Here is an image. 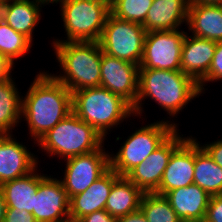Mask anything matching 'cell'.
<instances>
[{"label":"cell","instance_id":"cell-1","mask_svg":"<svg viewBox=\"0 0 222 222\" xmlns=\"http://www.w3.org/2000/svg\"><path fill=\"white\" fill-rule=\"evenodd\" d=\"M203 94L199 84L182 71L161 69H139L138 72V97L133 107L134 115L143 120L145 100L156 102L159 111H165L169 116L161 120L179 129V123H175V117L184 112V108ZM142 116V117H141ZM170 118V120H169ZM174 118V119H172ZM169 120V121H168Z\"/></svg>","mask_w":222,"mask_h":222},{"label":"cell","instance_id":"cell-2","mask_svg":"<svg viewBox=\"0 0 222 222\" xmlns=\"http://www.w3.org/2000/svg\"><path fill=\"white\" fill-rule=\"evenodd\" d=\"M27 91V92H26ZM22 93L21 122L25 121L30 140L36 142L72 112V93L49 72H37Z\"/></svg>","mask_w":222,"mask_h":222},{"label":"cell","instance_id":"cell-3","mask_svg":"<svg viewBox=\"0 0 222 222\" xmlns=\"http://www.w3.org/2000/svg\"><path fill=\"white\" fill-rule=\"evenodd\" d=\"M60 72L50 73L70 91L100 87L102 49L99 42H52ZM59 73V74H58Z\"/></svg>","mask_w":222,"mask_h":222},{"label":"cell","instance_id":"cell-4","mask_svg":"<svg viewBox=\"0 0 222 222\" xmlns=\"http://www.w3.org/2000/svg\"><path fill=\"white\" fill-rule=\"evenodd\" d=\"M72 111L105 140L113 128L117 129L133 116L136 119L133 107L127 101L103 87L72 92Z\"/></svg>","mask_w":222,"mask_h":222},{"label":"cell","instance_id":"cell-5","mask_svg":"<svg viewBox=\"0 0 222 222\" xmlns=\"http://www.w3.org/2000/svg\"><path fill=\"white\" fill-rule=\"evenodd\" d=\"M106 140L73 111L49 130L36 145L37 151L59 161L98 150ZM51 156V157H50Z\"/></svg>","mask_w":222,"mask_h":222},{"label":"cell","instance_id":"cell-6","mask_svg":"<svg viewBox=\"0 0 222 222\" xmlns=\"http://www.w3.org/2000/svg\"><path fill=\"white\" fill-rule=\"evenodd\" d=\"M50 3L52 6L59 3L65 29V37H51L52 42H99L110 14L106 4L91 0H50Z\"/></svg>","mask_w":222,"mask_h":222},{"label":"cell","instance_id":"cell-7","mask_svg":"<svg viewBox=\"0 0 222 222\" xmlns=\"http://www.w3.org/2000/svg\"><path fill=\"white\" fill-rule=\"evenodd\" d=\"M159 120V121H158ZM150 122L126 137L116 152H109L110 168L119 176H126L133 168L143 162L153 151L158 149L177 128L160 120ZM114 152V153H113Z\"/></svg>","mask_w":222,"mask_h":222},{"label":"cell","instance_id":"cell-8","mask_svg":"<svg viewBox=\"0 0 222 222\" xmlns=\"http://www.w3.org/2000/svg\"><path fill=\"white\" fill-rule=\"evenodd\" d=\"M146 33L141 24L109 14L99 44L106 55L140 65Z\"/></svg>","mask_w":222,"mask_h":222},{"label":"cell","instance_id":"cell-9","mask_svg":"<svg viewBox=\"0 0 222 222\" xmlns=\"http://www.w3.org/2000/svg\"><path fill=\"white\" fill-rule=\"evenodd\" d=\"M106 145L104 143L98 150L59 162L65 165L64 172L59 168L63 176L59 179L69 199L84 192L110 168L109 149L104 147Z\"/></svg>","mask_w":222,"mask_h":222},{"label":"cell","instance_id":"cell-10","mask_svg":"<svg viewBox=\"0 0 222 222\" xmlns=\"http://www.w3.org/2000/svg\"><path fill=\"white\" fill-rule=\"evenodd\" d=\"M186 28L148 31L139 69L181 71V51Z\"/></svg>","mask_w":222,"mask_h":222},{"label":"cell","instance_id":"cell-11","mask_svg":"<svg viewBox=\"0 0 222 222\" xmlns=\"http://www.w3.org/2000/svg\"><path fill=\"white\" fill-rule=\"evenodd\" d=\"M41 172L39 168L38 190L34 196L32 215L37 222H63L70 219V199L59 176Z\"/></svg>","mask_w":222,"mask_h":222},{"label":"cell","instance_id":"cell-12","mask_svg":"<svg viewBox=\"0 0 222 222\" xmlns=\"http://www.w3.org/2000/svg\"><path fill=\"white\" fill-rule=\"evenodd\" d=\"M180 131L177 129L158 149L126 175L143 193H154L158 190L172 153L189 137Z\"/></svg>","mask_w":222,"mask_h":222},{"label":"cell","instance_id":"cell-13","mask_svg":"<svg viewBox=\"0 0 222 222\" xmlns=\"http://www.w3.org/2000/svg\"><path fill=\"white\" fill-rule=\"evenodd\" d=\"M138 72L139 65L102 53L100 87L134 107L138 97Z\"/></svg>","mask_w":222,"mask_h":222},{"label":"cell","instance_id":"cell-14","mask_svg":"<svg viewBox=\"0 0 222 222\" xmlns=\"http://www.w3.org/2000/svg\"><path fill=\"white\" fill-rule=\"evenodd\" d=\"M27 148L14 134L0 135V185L28 175L38 165L41 168L39 156Z\"/></svg>","mask_w":222,"mask_h":222},{"label":"cell","instance_id":"cell-15","mask_svg":"<svg viewBox=\"0 0 222 222\" xmlns=\"http://www.w3.org/2000/svg\"><path fill=\"white\" fill-rule=\"evenodd\" d=\"M195 138L189 137L172 153L164 170L158 190L155 192L165 195L167 192L187 187L194 183Z\"/></svg>","mask_w":222,"mask_h":222},{"label":"cell","instance_id":"cell-16","mask_svg":"<svg viewBox=\"0 0 222 222\" xmlns=\"http://www.w3.org/2000/svg\"><path fill=\"white\" fill-rule=\"evenodd\" d=\"M120 176L109 168L84 192L70 198L69 214L71 220L79 221L95 211L105 209V205L114 182Z\"/></svg>","mask_w":222,"mask_h":222},{"label":"cell","instance_id":"cell-17","mask_svg":"<svg viewBox=\"0 0 222 222\" xmlns=\"http://www.w3.org/2000/svg\"><path fill=\"white\" fill-rule=\"evenodd\" d=\"M217 42L186 32L181 51V71L199 83L208 73Z\"/></svg>","mask_w":222,"mask_h":222},{"label":"cell","instance_id":"cell-18","mask_svg":"<svg viewBox=\"0 0 222 222\" xmlns=\"http://www.w3.org/2000/svg\"><path fill=\"white\" fill-rule=\"evenodd\" d=\"M189 6L190 0H153L142 26L147 32L186 28Z\"/></svg>","mask_w":222,"mask_h":222},{"label":"cell","instance_id":"cell-19","mask_svg":"<svg viewBox=\"0 0 222 222\" xmlns=\"http://www.w3.org/2000/svg\"><path fill=\"white\" fill-rule=\"evenodd\" d=\"M164 196L181 220L204 221L211 196L198 185L177 188Z\"/></svg>","mask_w":222,"mask_h":222},{"label":"cell","instance_id":"cell-20","mask_svg":"<svg viewBox=\"0 0 222 222\" xmlns=\"http://www.w3.org/2000/svg\"><path fill=\"white\" fill-rule=\"evenodd\" d=\"M186 30L196 37L222 41V5L190 4Z\"/></svg>","mask_w":222,"mask_h":222},{"label":"cell","instance_id":"cell-21","mask_svg":"<svg viewBox=\"0 0 222 222\" xmlns=\"http://www.w3.org/2000/svg\"><path fill=\"white\" fill-rule=\"evenodd\" d=\"M47 5H51L50 0H10V10L5 22L34 42V31L44 16L41 14L44 13L42 8H47Z\"/></svg>","mask_w":222,"mask_h":222},{"label":"cell","instance_id":"cell-22","mask_svg":"<svg viewBox=\"0 0 222 222\" xmlns=\"http://www.w3.org/2000/svg\"><path fill=\"white\" fill-rule=\"evenodd\" d=\"M143 194L126 176H120L112 185L105 210L114 218L133 213L139 210Z\"/></svg>","mask_w":222,"mask_h":222},{"label":"cell","instance_id":"cell-23","mask_svg":"<svg viewBox=\"0 0 222 222\" xmlns=\"http://www.w3.org/2000/svg\"><path fill=\"white\" fill-rule=\"evenodd\" d=\"M38 168L24 177L0 185L7 208L33 213L34 196L38 190Z\"/></svg>","mask_w":222,"mask_h":222},{"label":"cell","instance_id":"cell-24","mask_svg":"<svg viewBox=\"0 0 222 222\" xmlns=\"http://www.w3.org/2000/svg\"><path fill=\"white\" fill-rule=\"evenodd\" d=\"M14 79L12 75L0 83V135L13 134L22 123V92Z\"/></svg>","mask_w":222,"mask_h":222},{"label":"cell","instance_id":"cell-25","mask_svg":"<svg viewBox=\"0 0 222 222\" xmlns=\"http://www.w3.org/2000/svg\"><path fill=\"white\" fill-rule=\"evenodd\" d=\"M194 184L210 196L222 194V168L216 164L195 136Z\"/></svg>","mask_w":222,"mask_h":222},{"label":"cell","instance_id":"cell-26","mask_svg":"<svg viewBox=\"0 0 222 222\" xmlns=\"http://www.w3.org/2000/svg\"><path fill=\"white\" fill-rule=\"evenodd\" d=\"M22 33L16 32L6 22L0 23V54L16 66L35 44ZM16 61V62H15Z\"/></svg>","mask_w":222,"mask_h":222},{"label":"cell","instance_id":"cell-27","mask_svg":"<svg viewBox=\"0 0 222 222\" xmlns=\"http://www.w3.org/2000/svg\"><path fill=\"white\" fill-rule=\"evenodd\" d=\"M148 222H180L168 199L157 193H144L139 208Z\"/></svg>","mask_w":222,"mask_h":222},{"label":"cell","instance_id":"cell-28","mask_svg":"<svg viewBox=\"0 0 222 222\" xmlns=\"http://www.w3.org/2000/svg\"><path fill=\"white\" fill-rule=\"evenodd\" d=\"M153 0H113L110 14L117 19L143 24Z\"/></svg>","mask_w":222,"mask_h":222},{"label":"cell","instance_id":"cell-29","mask_svg":"<svg viewBox=\"0 0 222 222\" xmlns=\"http://www.w3.org/2000/svg\"><path fill=\"white\" fill-rule=\"evenodd\" d=\"M222 80V41H218L214 56L212 58L211 67L207 75L198 83L201 93L205 94L208 90L207 83L219 82ZM222 82V81H221Z\"/></svg>","mask_w":222,"mask_h":222},{"label":"cell","instance_id":"cell-30","mask_svg":"<svg viewBox=\"0 0 222 222\" xmlns=\"http://www.w3.org/2000/svg\"><path fill=\"white\" fill-rule=\"evenodd\" d=\"M204 222H222V194L211 196Z\"/></svg>","mask_w":222,"mask_h":222},{"label":"cell","instance_id":"cell-31","mask_svg":"<svg viewBox=\"0 0 222 222\" xmlns=\"http://www.w3.org/2000/svg\"><path fill=\"white\" fill-rule=\"evenodd\" d=\"M200 144L211 156L213 161L222 168V135L221 138H217L216 141H209L207 143L205 141L204 144L202 142Z\"/></svg>","mask_w":222,"mask_h":222},{"label":"cell","instance_id":"cell-32","mask_svg":"<svg viewBox=\"0 0 222 222\" xmlns=\"http://www.w3.org/2000/svg\"><path fill=\"white\" fill-rule=\"evenodd\" d=\"M4 222H37L32 213L19 209L7 208Z\"/></svg>","mask_w":222,"mask_h":222},{"label":"cell","instance_id":"cell-33","mask_svg":"<svg viewBox=\"0 0 222 222\" xmlns=\"http://www.w3.org/2000/svg\"><path fill=\"white\" fill-rule=\"evenodd\" d=\"M79 222H116V218L103 209L82 217Z\"/></svg>","mask_w":222,"mask_h":222},{"label":"cell","instance_id":"cell-34","mask_svg":"<svg viewBox=\"0 0 222 222\" xmlns=\"http://www.w3.org/2000/svg\"><path fill=\"white\" fill-rule=\"evenodd\" d=\"M15 65L0 54V83L8 80L14 73ZM13 73V74H12Z\"/></svg>","mask_w":222,"mask_h":222},{"label":"cell","instance_id":"cell-35","mask_svg":"<svg viewBox=\"0 0 222 222\" xmlns=\"http://www.w3.org/2000/svg\"><path fill=\"white\" fill-rule=\"evenodd\" d=\"M116 222H148L142 211L139 209L133 213L116 218Z\"/></svg>","mask_w":222,"mask_h":222},{"label":"cell","instance_id":"cell-36","mask_svg":"<svg viewBox=\"0 0 222 222\" xmlns=\"http://www.w3.org/2000/svg\"><path fill=\"white\" fill-rule=\"evenodd\" d=\"M10 10V0H0V23H4Z\"/></svg>","mask_w":222,"mask_h":222},{"label":"cell","instance_id":"cell-37","mask_svg":"<svg viewBox=\"0 0 222 222\" xmlns=\"http://www.w3.org/2000/svg\"><path fill=\"white\" fill-rule=\"evenodd\" d=\"M7 205L2 192L0 191V222H4V217L6 215Z\"/></svg>","mask_w":222,"mask_h":222},{"label":"cell","instance_id":"cell-38","mask_svg":"<svg viewBox=\"0 0 222 222\" xmlns=\"http://www.w3.org/2000/svg\"><path fill=\"white\" fill-rule=\"evenodd\" d=\"M190 4L222 5V0H190Z\"/></svg>","mask_w":222,"mask_h":222},{"label":"cell","instance_id":"cell-39","mask_svg":"<svg viewBox=\"0 0 222 222\" xmlns=\"http://www.w3.org/2000/svg\"><path fill=\"white\" fill-rule=\"evenodd\" d=\"M91 1H96V2H99V3H104V4H106L109 8H111L112 1H113V0H91Z\"/></svg>","mask_w":222,"mask_h":222},{"label":"cell","instance_id":"cell-40","mask_svg":"<svg viewBox=\"0 0 222 222\" xmlns=\"http://www.w3.org/2000/svg\"><path fill=\"white\" fill-rule=\"evenodd\" d=\"M180 222H204V221H198V220H181Z\"/></svg>","mask_w":222,"mask_h":222},{"label":"cell","instance_id":"cell-41","mask_svg":"<svg viewBox=\"0 0 222 222\" xmlns=\"http://www.w3.org/2000/svg\"><path fill=\"white\" fill-rule=\"evenodd\" d=\"M63 222H79V221H77V220H71V219H68V220L63 221Z\"/></svg>","mask_w":222,"mask_h":222}]
</instances>
